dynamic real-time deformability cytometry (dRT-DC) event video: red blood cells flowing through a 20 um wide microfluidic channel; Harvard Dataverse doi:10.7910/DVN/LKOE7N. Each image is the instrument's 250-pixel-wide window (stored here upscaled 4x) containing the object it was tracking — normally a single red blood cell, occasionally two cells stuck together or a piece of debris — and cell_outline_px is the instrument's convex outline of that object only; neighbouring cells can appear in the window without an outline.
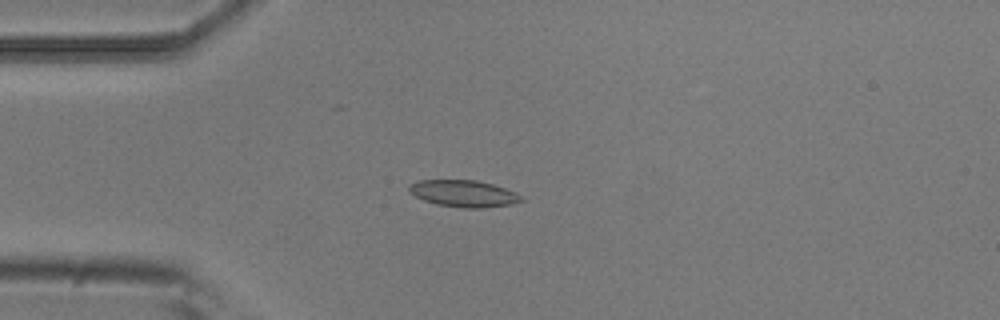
{"species": "common noctule bat (a hibernating species)", "species_latin": "Nyctalus noctula", "temperature_condition": "room temperature", "stored_images_in_passage": 4, "camera_frame_rate_fps": 3000, "um_per_image_px": 0.085, "animal": {"sex": "male", "body_mass_g": 20.5, "forearm_length_mm": 52.5}, "frame": {"image": 1, "passage_image": 4, "time_ms": 1.0, "image_size_px": [1000, 320], "cell_outline_px": [[524, 200], [512, 204], [480, 208], [464, 208], [436, 204], [424, 200], [408, 192], [408, 188], [412, 184], [420, 180], [476, 180], [492, 184], [516, 192]], "centroid_in_image_um": [39.41, 16.45], "position_along_channel_um": 45.6, "area_um2": 17.34}}